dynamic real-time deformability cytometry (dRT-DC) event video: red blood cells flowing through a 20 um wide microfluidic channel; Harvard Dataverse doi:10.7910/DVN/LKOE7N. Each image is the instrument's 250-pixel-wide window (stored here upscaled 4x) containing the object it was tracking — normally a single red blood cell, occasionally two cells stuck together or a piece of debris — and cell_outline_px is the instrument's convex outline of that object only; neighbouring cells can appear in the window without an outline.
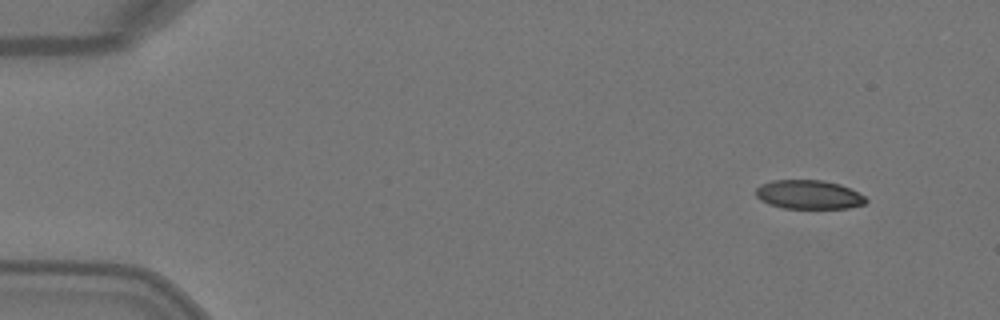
{"species": "Egyptian fruit bat (a non-hibernating species)", "species_latin": "Rousettus aegyptiacus", "temperature_condition": "warm", "stored_images_in_passage": 3, "camera_frame_rate_fps": 3000, "um_per_image_px": 0.085, "animal": {"sex": "female"}, "frame": {"image": 1, "passage_image": 1, "time_ms": 0.0, "image_size_px": [1000, 320], "cell_outline_px": [[868, 200], [864, 204], [848, 208], [784, 208], [768, 204], [760, 200], [756, 196], [756, 188], [760, 184], [772, 180], [824, 180], [840, 184], [864, 196]], "centroid_in_image_um": [68.71, 16.54], "position_along_channel_um": 16.3, "area_um2": 18.55}}
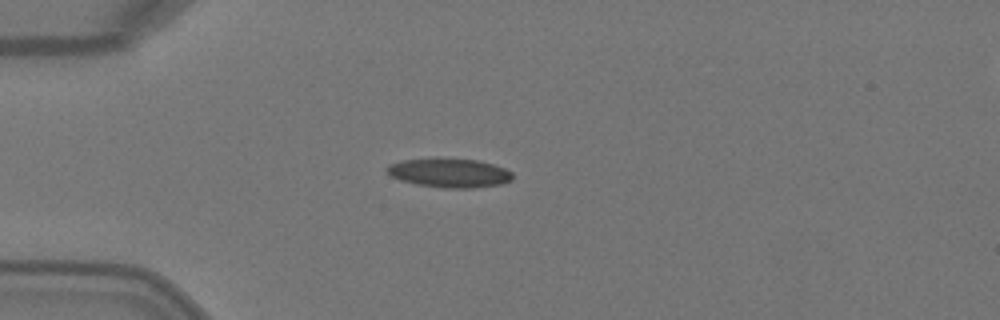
{"frame": {"image": 2, "passage_image": 3, "time_ms": 0.667, "image_size_px": [1000, 320], "cell_outline_px": [[512, 180], [504, 184], [476, 188], [448, 188], [416, 184], [400, 180], [392, 176], [384, 168], [388, 164], [404, 160], [436, 156], [476, 160], [492, 164], [504, 168], [512, 172]], "centroid_in_image_um": [38.19, 14.67], "position_along_channel_um": 46.8, "area_um2": 21.79}}